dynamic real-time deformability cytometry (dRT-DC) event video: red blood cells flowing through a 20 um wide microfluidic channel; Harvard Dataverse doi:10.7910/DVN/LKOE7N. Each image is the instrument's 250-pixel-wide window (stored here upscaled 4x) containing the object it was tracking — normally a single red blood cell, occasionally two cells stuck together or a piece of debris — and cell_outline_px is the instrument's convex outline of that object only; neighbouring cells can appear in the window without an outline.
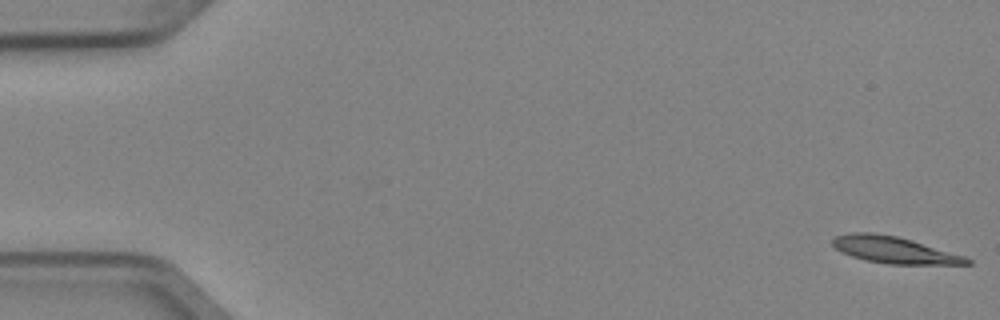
{"species": "Egyptian fruit bat (a non-hibernating species)", "species_latin": "Rousettus aegyptiacus", "temperature_condition": "cold", "stored_images_in_passage": 6, "camera_frame_rate_fps": 3000, "um_per_image_px": 0.085, "animal": {"sex": "female"}, "frame": {"image": 1, "passage_image": 1, "time_ms": 0.0, "image_size_px": [1000, 320], "cell_outline_px": [[972, 264], [888, 264], [864, 260], [840, 252], [832, 244], [832, 240], [836, 236], [852, 232], [872, 232], [896, 236], [912, 240], [964, 256], [972, 260]], "centroid_in_image_um": [75.98, 21.24], "position_along_channel_um": 9.0, "area_um2": 20.75}}
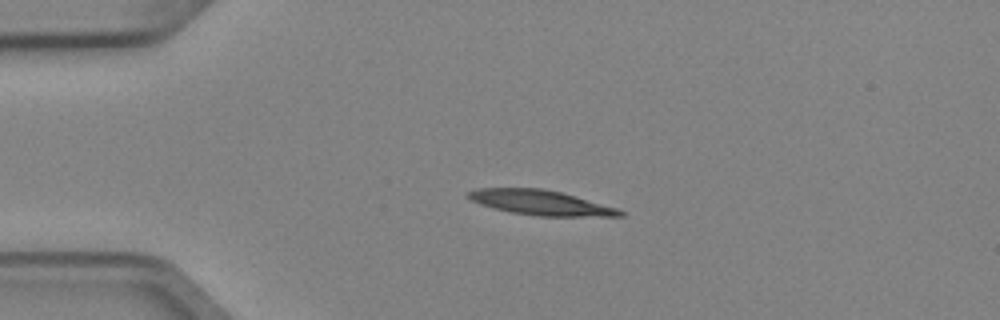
{"frame": {"image": 2, "passage_image": 4, "time_ms": 1.0, "image_size_px": [1000, 320], "cell_outline_px": [[628, 212], [624, 216], [536, 216], [512, 212], [492, 208], [480, 204], [464, 196], [464, 192], [476, 188], [540, 188], [560, 192], [616, 208]], "centroid_in_image_um": [45.89, 17.22], "position_along_channel_um": 39.1, "area_um2": 21.96}}
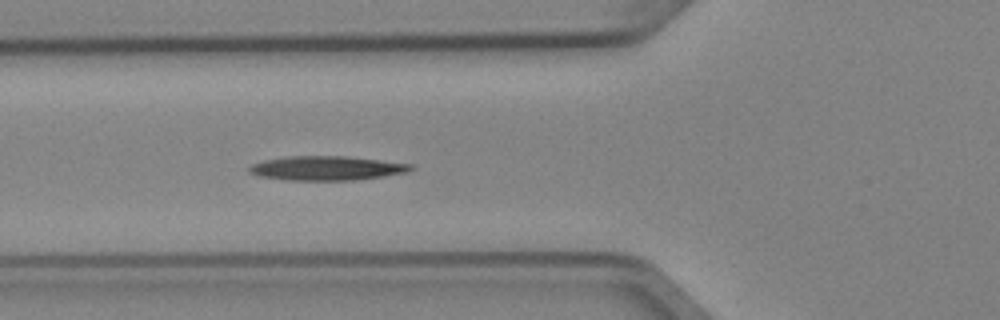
{"frame": {"image": 3, "passage_image": 6, "time_ms": 1.667, "image_size_px": [1000, 320], "cell_outline_px": [[416, 168], [408, 172], [384, 176], [356, 180], [288, 180], [260, 176], [248, 172], [248, 168], [252, 164], [264, 160], [288, 156], [348, 156], [412, 164]], "centroid_in_image_um": [27.8, 14.29], "position_along_channel_um": 98.0, "area_um2": 22.89}}